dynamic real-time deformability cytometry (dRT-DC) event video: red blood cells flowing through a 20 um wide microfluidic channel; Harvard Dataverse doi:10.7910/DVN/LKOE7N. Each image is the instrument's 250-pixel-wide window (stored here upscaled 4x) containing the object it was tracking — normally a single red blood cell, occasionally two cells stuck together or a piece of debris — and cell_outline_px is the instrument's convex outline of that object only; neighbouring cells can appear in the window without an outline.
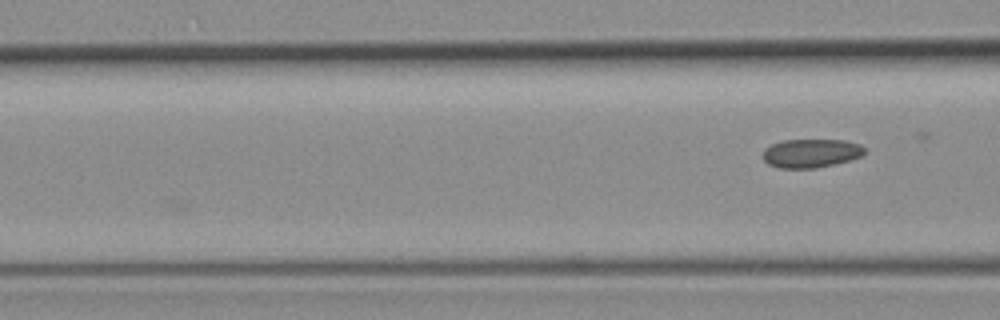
{"species": "common noctule bat (a hibernating species)", "species_latin": "Nyctalus noctula", "temperature_condition": "room temperature", "stored_images_in_passage": 4, "camera_frame_rate_fps": 3000, "um_per_image_px": 0.085, "animal": {"sex": "female", "body_mass_g": 19.3, "forearm_length_mm": 54.1}, "frame": {"image": 1, "passage_image": 4, "time_ms": 3.667, "image_size_px": [1000, 320], "cell_outline_px": [[864, 152], [860, 156], [836, 164], [816, 168], [780, 168], [768, 164], [760, 156], [764, 148], [772, 144], [784, 140], [844, 140], [860, 144], [864, 148]], "centroid_in_image_um": [68.88, 13.02], "position_along_channel_um": 97.7, "area_um2": 17.05}}